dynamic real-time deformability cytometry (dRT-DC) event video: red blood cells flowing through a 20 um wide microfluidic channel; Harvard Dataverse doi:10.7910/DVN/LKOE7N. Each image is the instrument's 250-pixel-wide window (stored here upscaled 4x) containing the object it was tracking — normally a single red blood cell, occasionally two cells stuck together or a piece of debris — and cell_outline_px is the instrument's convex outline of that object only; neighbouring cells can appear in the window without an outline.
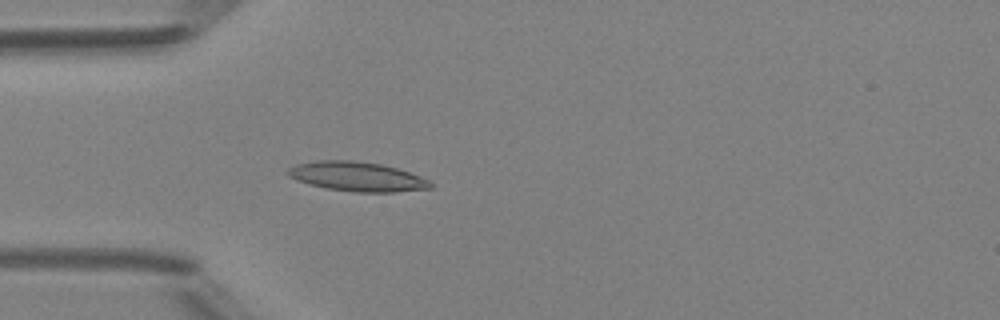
{"species": "Egyptian fruit bat (a non-hibernating species)", "species_latin": "Rousettus aegyptiacus", "temperature_condition": "room temperature", "stored_images_in_passage": 50, "camera_frame_rate_fps": 3000, "um_per_image_px": 0.085, "animal": {"sex": "female"}, "frame": {"image": 1, "passage_image": 15, "time_ms": 4.667, "image_size_px": [1000, 320], "cell_outline_px": [[432, 188], [396, 192], [356, 192], [324, 188], [308, 184], [296, 180], [288, 176], [284, 172], [288, 168], [296, 164], [316, 160], [352, 160], [380, 164], [396, 168], [420, 176], [428, 180], [432, 184]], "centroid_in_image_um": [30.29, 15.01], "position_along_channel_um": 54.7, "area_um2": 24.57}}
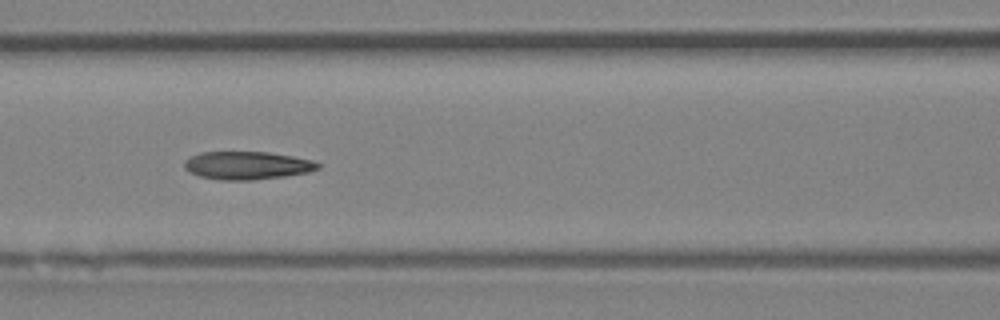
{"frame": {"image": 2, "passage_image": 22, "time_ms": 7.0, "image_size_px": [1000, 320], "cell_outline_px": [[320, 168], [308, 172], [284, 176], [252, 180], [220, 180], [200, 176], [188, 172], [184, 168], [184, 160], [200, 152], [268, 152], [292, 156], [312, 160], [320, 164]], "centroid_in_image_um": [20.98, 14.06], "position_along_channel_um": 145.6, "area_um2": 21.79}}
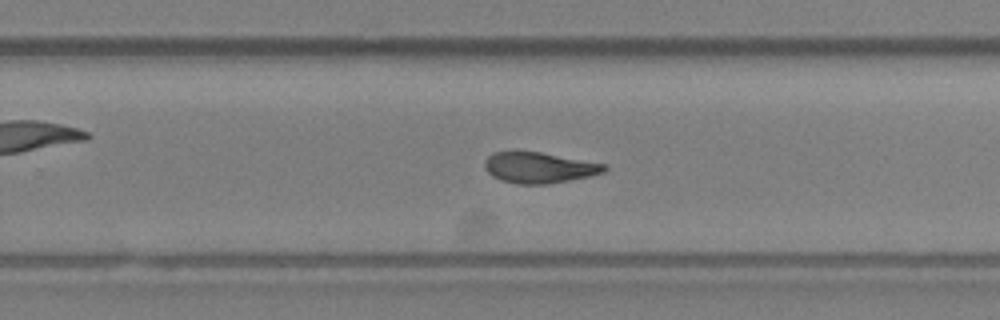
{"frame": {"image": 3, "passage_image": 32, "time_ms": 10.333, "image_size_px": [1000, 320], "cell_outline_px": [[608, 168], [604, 172], [588, 176], [568, 180], [544, 184], [516, 184], [500, 180], [492, 176], [484, 168], [484, 160], [492, 152], [540, 152], [604, 164]], "centroid_in_image_um": [45.76, 14.25], "position_along_channel_um": 284.0, "area_um2": 21.21}, "authors_computed_cell_mechanics": {"area_um2": 21.7328, "velocity_mm_per_s": 4.1806, "shape_relaxation_time_tau1_ms": 5.0775, "shape_relaxation_time_tau2_ms": 2.2659, "deformation_change_tau1": 0.1784, "deformation_change_tau2": 0.1065}}